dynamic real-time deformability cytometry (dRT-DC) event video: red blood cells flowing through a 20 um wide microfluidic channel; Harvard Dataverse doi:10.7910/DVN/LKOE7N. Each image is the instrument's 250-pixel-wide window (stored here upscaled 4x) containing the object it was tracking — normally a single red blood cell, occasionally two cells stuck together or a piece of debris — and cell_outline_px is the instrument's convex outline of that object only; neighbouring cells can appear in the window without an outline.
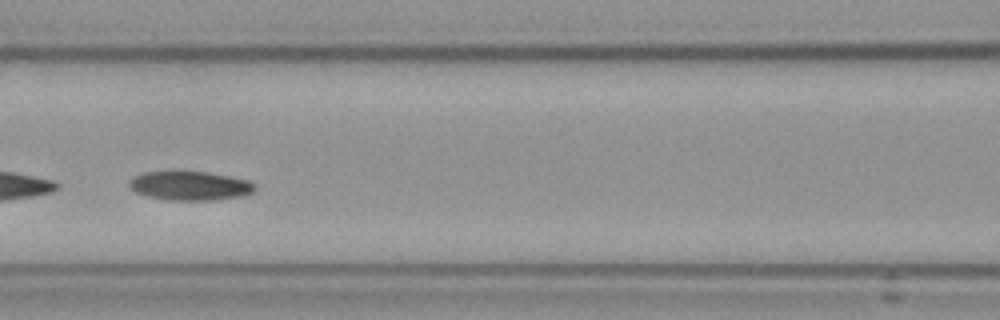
{"species": "Egyptian fruit bat (a non-hibernating species)", "species_latin": "Rousettus aegyptiacus", "temperature_condition": "cold", "stored_images_in_passage": 6, "camera_frame_rate_fps": 3000, "um_per_image_px": 0.085, "frame": {"image": 1, "passage_image": 5, "time_ms": 4.667, "image_size_px": [1000, 320], "cell_outline_px": [[256, 188], [252, 192], [244, 196], [216, 200], [168, 200], [148, 196], [136, 192], [128, 188], [128, 180], [132, 176], [144, 172], [208, 172], [248, 180], [256, 184]], "centroid_in_image_um": [16.14, 15.8], "position_along_channel_um": 150.5, "area_um2": 21.39}}